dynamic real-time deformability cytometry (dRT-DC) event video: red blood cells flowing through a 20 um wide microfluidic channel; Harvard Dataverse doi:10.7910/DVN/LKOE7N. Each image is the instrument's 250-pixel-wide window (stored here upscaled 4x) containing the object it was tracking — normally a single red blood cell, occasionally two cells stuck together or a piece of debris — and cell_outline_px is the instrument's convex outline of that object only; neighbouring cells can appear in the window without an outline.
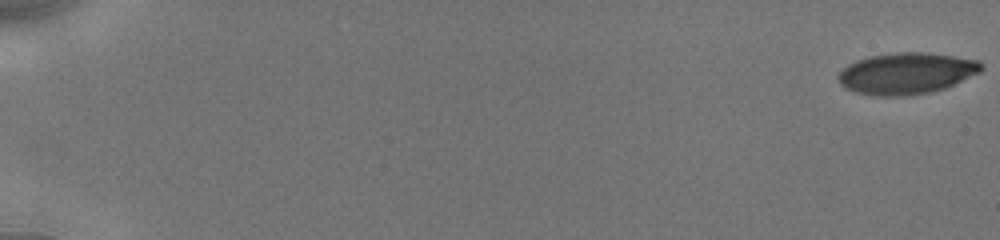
{"species": "human", "species_latin": "Homo sapiens", "temperature_condition": "cold", "stored_images_in_passage": 30, "camera_frame_rate_fps": 3000, "um_per_image_px": 0.085, "donor": {"sex": "male"}, "frame": {"image": 1, "passage_image": 1, "time_ms": 0.0, "image_size_px": [1000, 240], "cell_outline_px": [[984, 68], [980, 72], [944, 88], [928, 92], [904, 96], [876, 96], [856, 92], [840, 84], [836, 76], [848, 64], [856, 60], [872, 56], [896, 52], [924, 52], [980, 60], [984, 64]], "centroid_in_image_um": [77.05, 6.23], "position_along_channel_um": 7.9, "area_um2": 34.33}}
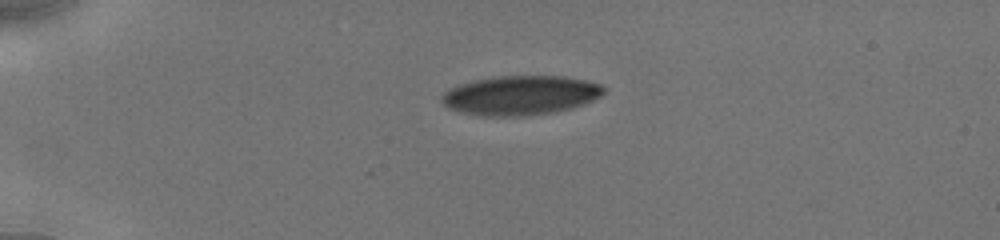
{"frame": {"image": 2, "passage_image": 18, "time_ms": 4.667, "image_size_px": [1000, 240], "cell_outline_px": [[604, 92], [600, 96], [584, 104], [572, 108], [556, 112], [528, 116], [480, 116], [460, 112], [448, 108], [440, 100], [440, 96], [444, 92], [460, 84], [476, 80], [500, 76], [564, 76], [584, 80], [600, 84], [604, 88]], "centroid_in_image_um": [44.23, 8.12], "position_along_channel_um": 40.8, "area_um2": 37.22}}